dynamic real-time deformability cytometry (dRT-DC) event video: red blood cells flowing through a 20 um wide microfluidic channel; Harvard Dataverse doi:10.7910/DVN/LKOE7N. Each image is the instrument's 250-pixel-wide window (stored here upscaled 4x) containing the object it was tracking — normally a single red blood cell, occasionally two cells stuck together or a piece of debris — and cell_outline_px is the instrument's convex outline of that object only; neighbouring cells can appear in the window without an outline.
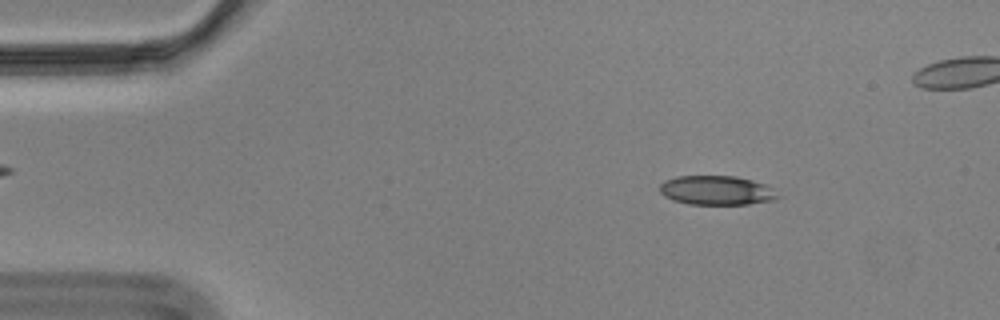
{"species": "Egyptian fruit bat (a non-hibernating species)", "species_latin": "Rousettus aegyptiacus", "temperature_condition": "cold", "stored_images_in_passage": 56, "camera_frame_rate_fps": 3000, "um_per_image_px": 0.085, "animal": {"sex": "male"}, "frame": {"image": 1, "passage_image": 7, "time_ms": 2.0, "image_size_px": [1000, 320], "cell_outline_px": [[780, 196], [772, 200], [748, 204], [688, 204], [672, 200], [664, 196], [660, 192], [660, 184], [664, 180], [676, 176], [736, 176], [752, 180], [764, 184]], "centroid_in_image_um": [60.85, 16.17], "position_along_channel_um": 24.2, "area_um2": 20.0}}
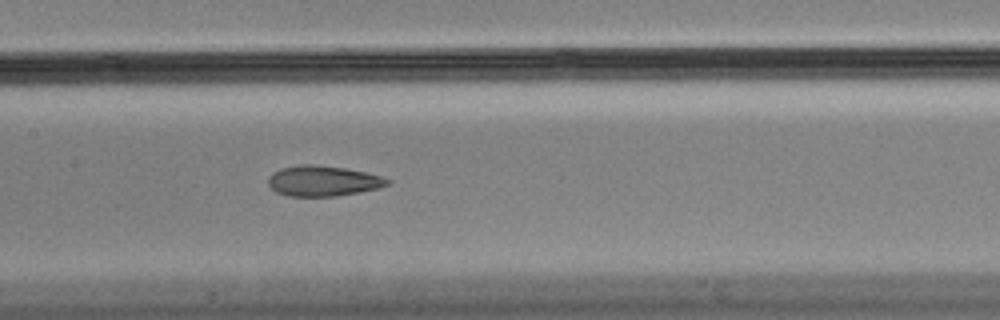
{"frame": {"image": 2, "passage_image": 26, "time_ms": 8.333, "image_size_px": [1000, 320], "cell_outline_px": [[392, 180], [388, 184], [380, 188], [360, 192], [336, 196], [288, 196], [276, 192], [268, 184], [268, 176], [272, 172], [280, 168], [300, 164], [316, 164], [344, 168], [364, 172], [380, 176]], "centroid_in_image_um": [27.43, 15.37], "position_along_channel_um": 180.0, "area_um2": 21.27}}
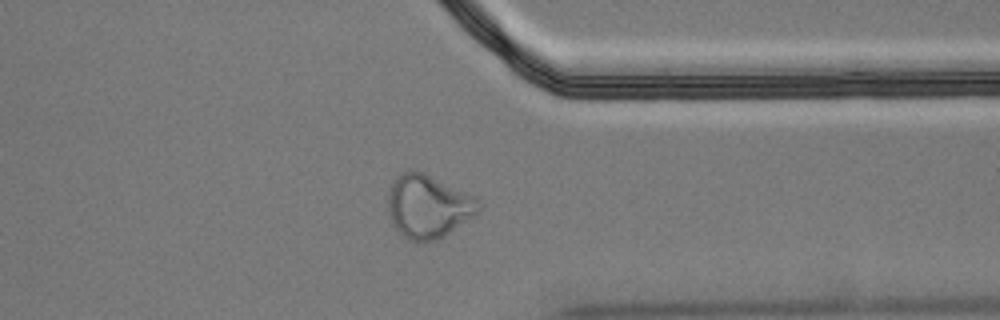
{"frame": {"image": 3, "passage_image": 43, "time_ms": 14.0, "image_size_px": [1000, 320], "cell_outline_px": [[480, 212], [444, 236], [436, 240], [408, 240], [392, 224], [388, 212], [388, 188], [392, 180], [400, 172], [424, 172], [472, 196], [480, 204]], "centroid_in_image_um": [36.35, 17.54], "position_along_channel_um": 375.0, "area_um2": 33.0}, "authors_computed_cell_mechanics": {"area_um2": 21.3571, "velocity_mm_per_s": 3.5066, "shape_relaxation_time_tau1_ms": null, "shape_relaxation_time_tau2_ms": 3.2949, "deformation_change_tau1": null, "deformation_change_tau2": 0.0945}}